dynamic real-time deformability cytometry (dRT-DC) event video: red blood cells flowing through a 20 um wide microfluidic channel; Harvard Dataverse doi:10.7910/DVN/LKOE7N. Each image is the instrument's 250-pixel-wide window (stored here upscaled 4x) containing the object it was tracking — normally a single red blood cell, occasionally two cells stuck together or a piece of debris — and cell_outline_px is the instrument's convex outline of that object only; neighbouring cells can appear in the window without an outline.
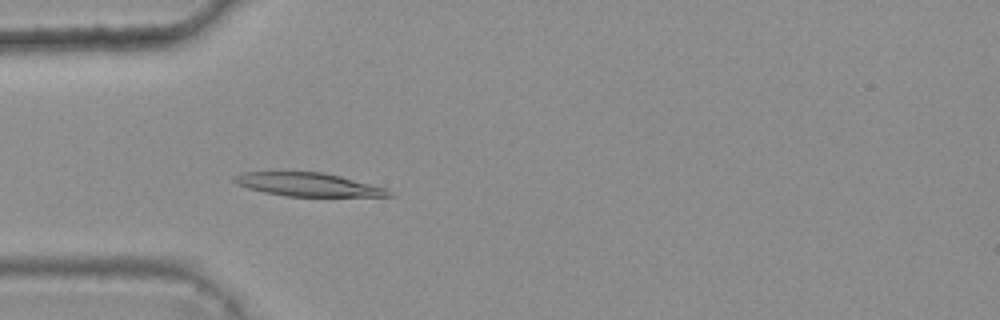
{"species": "common noctule bat (a hibernating species)", "species_latin": "Nyctalus noctula", "temperature_condition": "warm", "stored_images_in_passage": 3, "camera_frame_rate_fps": 3000, "um_per_image_px": 0.085, "animal": {"sex": "female", "body_mass_g": 25.1}, "frame": {"image": 1, "passage_image": 3, "time_ms": 0.667, "image_size_px": [1000, 320], "cell_outline_px": [[396, 196], [288, 196], [264, 192], [248, 188], [236, 184], [232, 180], [232, 176], [244, 172], [324, 172], [388, 188]], "centroid_in_image_um": [26.2, 15.68], "position_along_channel_um": 58.8, "area_um2": 21.1}}